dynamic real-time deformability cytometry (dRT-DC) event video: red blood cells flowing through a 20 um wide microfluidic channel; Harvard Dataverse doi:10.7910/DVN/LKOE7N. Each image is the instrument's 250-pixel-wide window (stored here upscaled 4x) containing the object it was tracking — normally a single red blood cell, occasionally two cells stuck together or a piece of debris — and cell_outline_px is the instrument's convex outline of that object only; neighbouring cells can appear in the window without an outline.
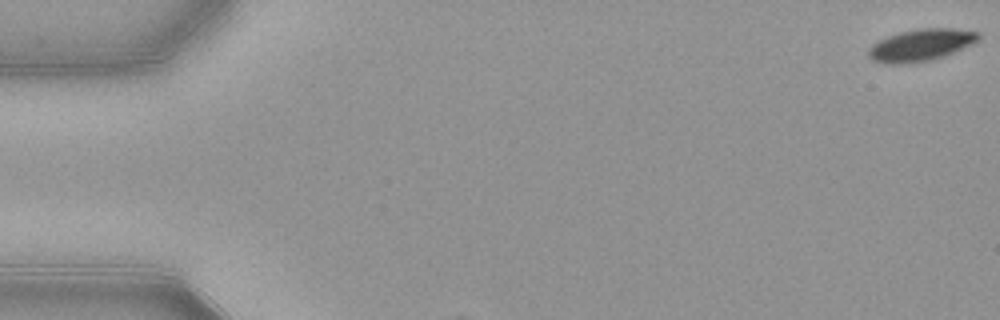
{"species": "common noctule bat (a hibernating species)", "species_latin": "Nyctalus noctula", "temperature_condition": "warm", "stored_images_in_passage": 33, "camera_frame_rate_fps": 3000, "um_per_image_px": 0.085, "animal": {"sex": "female", "body_mass_g": 21.9}, "frame": {"image": 1, "passage_image": 1, "time_ms": 0.0, "image_size_px": [1000, 320], "cell_outline_px": [[980, 36], [976, 40], [944, 56], [928, 60], [908, 64], [884, 64], [872, 60], [868, 56], [868, 48], [872, 44], [888, 36], [900, 32], [920, 28], [952, 28], [976, 32]], "centroid_in_image_um": [78.17, 3.84], "position_along_channel_um": 6.8, "area_um2": 20.11}}